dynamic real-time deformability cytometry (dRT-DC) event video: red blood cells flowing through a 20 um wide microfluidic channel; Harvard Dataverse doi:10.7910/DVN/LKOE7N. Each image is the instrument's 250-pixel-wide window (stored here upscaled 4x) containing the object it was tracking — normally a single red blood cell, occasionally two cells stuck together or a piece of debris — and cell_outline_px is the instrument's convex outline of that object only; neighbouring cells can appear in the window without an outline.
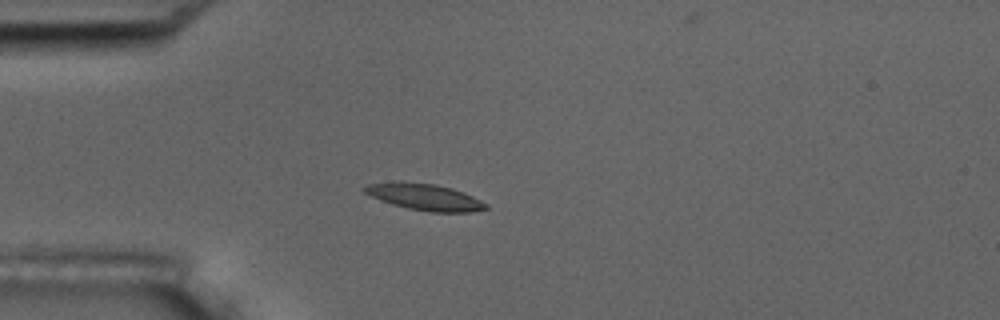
{"species": "common noctule bat (a hibernating species)", "species_latin": "Nyctalus noctula", "temperature_condition": "room temperature", "stored_images_in_passage": 9, "camera_frame_rate_fps": 3000, "um_per_image_px": 0.085, "animal": {"sex": "male", "body_mass_g": 17.5, "forearm_length_mm": 52.3}, "frame": {"image": 1, "passage_image": 3, "time_ms": 2.333, "image_size_px": [1000, 320], "cell_outline_px": [[488, 208], [472, 212], [428, 212], [408, 208], [392, 204], [380, 200], [364, 192], [360, 188], [368, 184], [436, 184], [452, 188], [464, 192], [488, 204]], "centroid_in_image_um": [36.18, 16.79], "position_along_channel_um": 48.8, "area_um2": 18.03}}
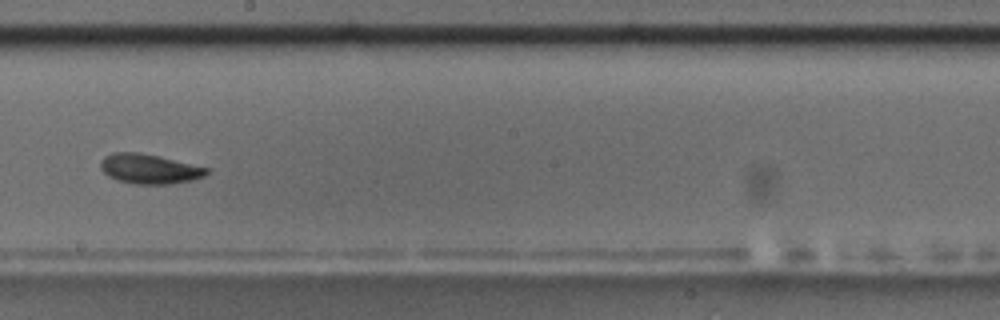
{"frame": {"image": 2, "passage_image": 8, "time_ms": 8.0, "image_size_px": [1000, 320], "cell_outline_px": [[208, 172], [204, 176], [192, 180], [172, 184], [136, 184], [120, 180], [108, 176], [100, 168], [100, 160], [104, 156], [112, 152], [140, 152], [208, 168]], "centroid_in_image_um": [12.65, 14.35], "position_along_channel_um": 235.5, "area_um2": 18.21}}
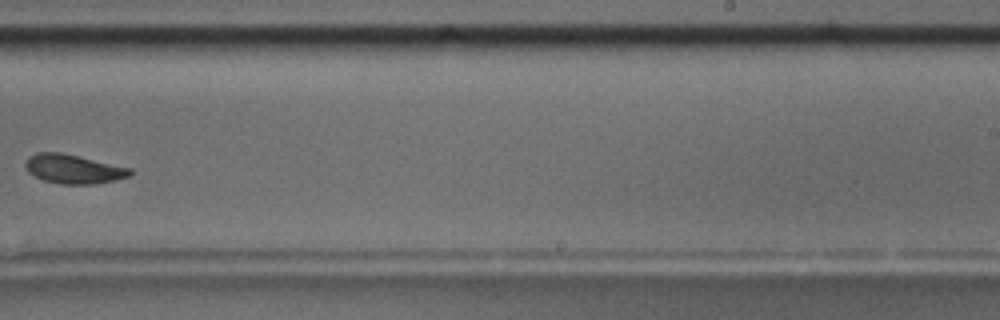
{"frame": {"image": 3, "passage_image": 9, "time_ms": 9.333, "image_size_px": [1000, 320], "cell_outline_px": [[132, 172], [128, 176], [96, 184], [60, 184], [44, 180], [28, 172], [24, 164], [28, 156], [36, 152], [60, 152], [132, 168]], "centroid_in_image_um": [6.21, 14.35], "position_along_channel_um": 282.8, "area_um2": 17.63}}